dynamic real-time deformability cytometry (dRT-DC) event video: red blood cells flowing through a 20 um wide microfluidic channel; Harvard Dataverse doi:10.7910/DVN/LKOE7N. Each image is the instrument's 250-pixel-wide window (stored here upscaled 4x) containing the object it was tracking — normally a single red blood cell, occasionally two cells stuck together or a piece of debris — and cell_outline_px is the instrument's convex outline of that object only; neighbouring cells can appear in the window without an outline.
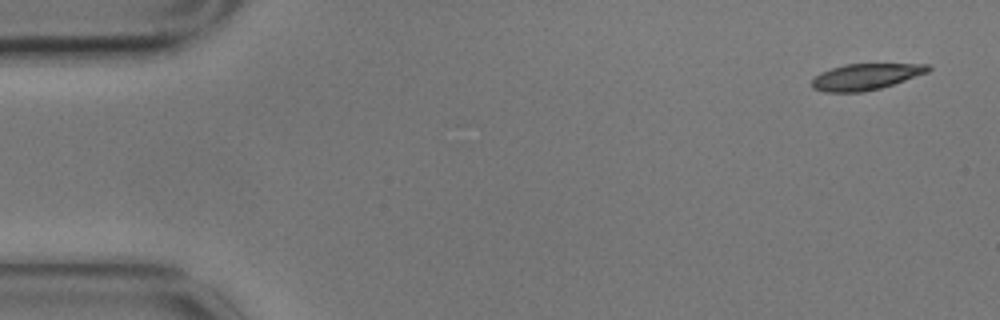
{"species": "common noctule bat (a hibernating species)", "species_latin": "Nyctalus noctula", "temperature_condition": "cold", "stored_images_in_passage": 7, "camera_frame_rate_fps": 3000, "um_per_image_px": 0.085, "animal": {"sex": "male", "body_mass_g": 17.9}, "frame": {"image": 1, "passage_image": 1, "time_ms": 0.0, "image_size_px": [1000, 320], "cell_outline_px": [[932, 68], [928, 72], [880, 88], [860, 92], [824, 92], [812, 88], [812, 80], [816, 76], [832, 68], [844, 64], [928, 64]], "centroid_in_image_um": [73.58, 6.52], "position_along_channel_um": 11.4, "area_um2": 17.46}}
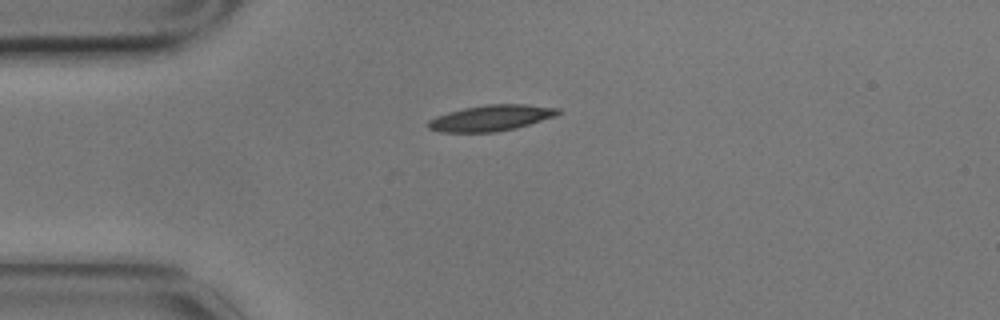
{"frame": {"image": 2, "passage_image": 4, "time_ms": 1.0, "image_size_px": [1000, 320], "cell_outline_px": [[564, 112], [556, 116], [516, 128], [496, 132], [440, 132], [428, 128], [428, 120], [436, 116], [448, 112], [464, 108], [488, 104], [524, 104], [560, 108]], "centroid_in_image_um": [41.77, 10.02], "position_along_channel_um": 43.2, "area_um2": 19.71}}